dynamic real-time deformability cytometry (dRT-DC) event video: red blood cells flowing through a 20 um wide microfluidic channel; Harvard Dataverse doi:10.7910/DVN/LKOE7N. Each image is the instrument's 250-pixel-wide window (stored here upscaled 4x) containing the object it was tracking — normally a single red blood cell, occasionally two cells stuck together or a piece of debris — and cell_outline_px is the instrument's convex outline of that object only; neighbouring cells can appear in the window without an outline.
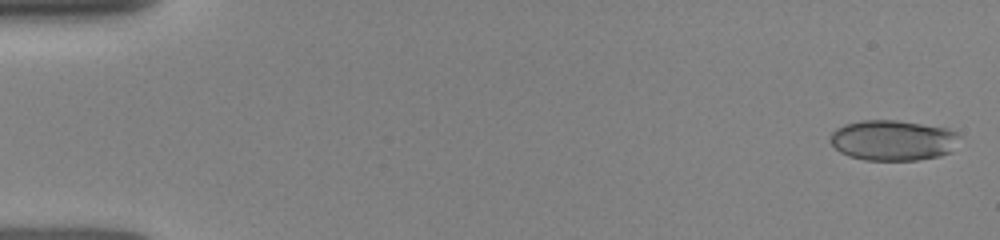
{"species": "human", "species_latin": "Homo sapiens", "temperature_condition": "room temperature", "stored_images_in_passage": 54, "camera_frame_rate_fps": 3000, "um_per_image_px": 0.085, "donor": {"sex": "female"}, "frame": {"image": 1, "passage_image": 1, "time_ms": 0.0, "image_size_px": [1000, 240], "cell_outline_px": [[960, 136], [952, 152], [940, 156], [916, 160], [864, 160], [848, 156], [840, 152], [832, 144], [832, 132], [836, 128], [844, 124], [860, 120], [896, 120], [948, 128], [956, 132]], "centroid_in_image_um": [75.92, 11.92], "position_along_channel_um": 9.1, "area_um2": 30.58}}
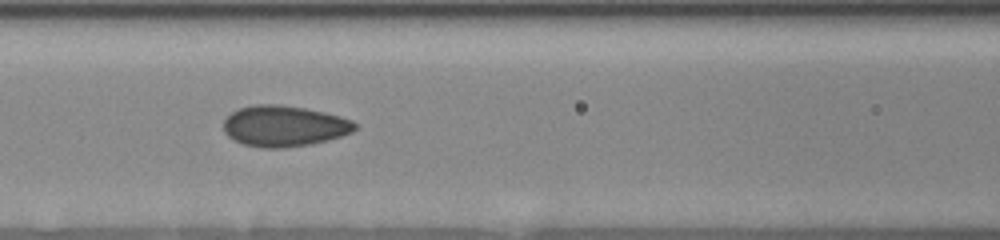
{"frame": {"image": 2, "passage_image": 31, "time_ms": 6.667, "image_size_px": [1000, 240], "cell_outline_px": [[356, 128], [352, 132], [340, 136], [308, 144], [284, 148], [264, 148], [244, 144], [228, 136], [224, 132], [224, 120], [232, 112], [240, 108], [256, 104], [276, 104], [304, 108], [324, 112], [340, 116], [352, 120], [356, 124]], "centroid_in_image_um": [24.14, 10.71], "position_along_channel_um": 142.5, "area_um2": 30.98}}
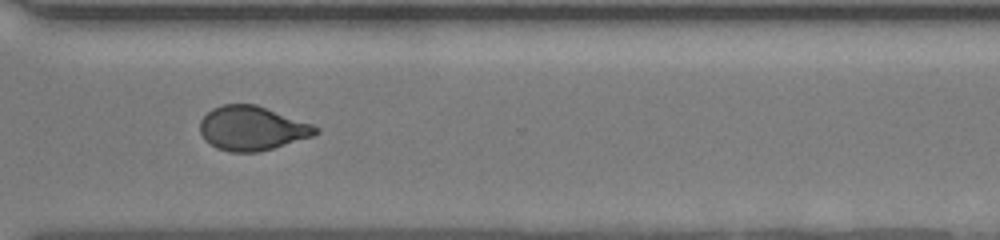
{"frame": {"image": 3, "passage_image": 53, "time_ms": 11.667, "image_size_px": [1000, 240], "cell_outline_px": [[320, 132], [312, 136], [272, 148], [256, 152], [232, 152], [216, 148], [204, 140], [200, 132], [200, 120], [212, 108], [224, 104], [256, 104], [312, 124], [320, 128]], "centroid_in_image_um": [21.4, 10.9], "position_along_channel_um": 349.2, "area_um2": 29.71}}